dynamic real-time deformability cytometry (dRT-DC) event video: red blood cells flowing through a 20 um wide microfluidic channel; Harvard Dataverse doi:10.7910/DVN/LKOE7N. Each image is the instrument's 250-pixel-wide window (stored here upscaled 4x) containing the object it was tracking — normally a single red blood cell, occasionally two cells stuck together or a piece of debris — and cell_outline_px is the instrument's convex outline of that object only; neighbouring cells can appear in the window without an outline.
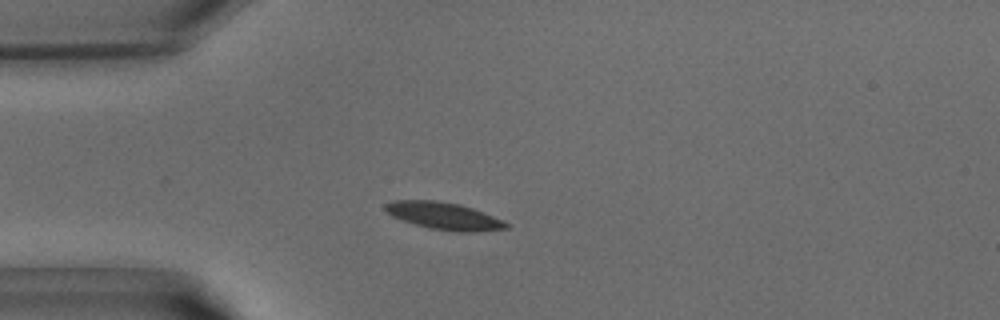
{"species": "common noctule bat (a hibernating species)", "species_latin": "Nyctalus noctula", "temperature_condition": "warm", "stored_images_in_passage": 30, "camera_frame_rate_fps": 3000, "um_per_image_px": 0.085, "animal": {"sex": "male", "body_mass_g": 15.6}, "frame": {"image": 1, "passage_image": 8, "time_ms": 2.333, "image_size_px": [1000, 320], "cell_outline_px": [[512, 224], [508, 228], [476, 232], [456, 232], [428, 228], [392, 216], [384, 208], [384, 204], [392, 200], [436, 200], [460, 204], [484, 212], [504, 220]], "centroid_in_image_um": [37.79, 18.35], "position_along_channel_um": 47.2, "area_um2": 19.36}}
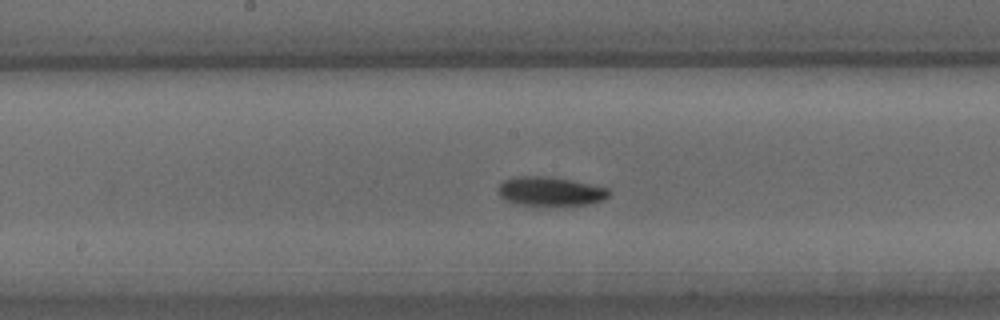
{"frame": {"image": 2, "passage_image": 18, "time_ms": 5.667, "image_size_px": [1000, 320], "cell_outline_px": [[612, 192], [604, 200], [588, 204], [548, 208], [516, 204], [504, 200], [500, 196], [500, 184], [504, 180], [520, 176], [544, 176], [572, 180], [608, 188]], "centroid_in_image_um": [46.81, 16.31], "position_along_channel_um": 201.4, "area_um2": 19.36}}
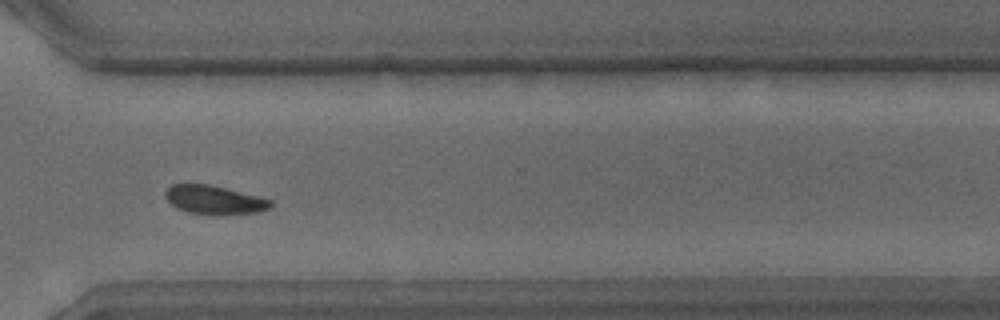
{"frame": {"image": 3, "passage_image": 27, "time_ms": 8.667, "image_size_px": [1000, 320], "cell_outline_px": [[272, 208], [260, 212], [188, 212], [176, 208], [164, 196], [164, 192], [172, 184], [208, 184], [272, 200]], "centroid_in_image_um": [18.18, 16.95], "position_along_channel_um": 352.4, "area_um2": 16.7}}